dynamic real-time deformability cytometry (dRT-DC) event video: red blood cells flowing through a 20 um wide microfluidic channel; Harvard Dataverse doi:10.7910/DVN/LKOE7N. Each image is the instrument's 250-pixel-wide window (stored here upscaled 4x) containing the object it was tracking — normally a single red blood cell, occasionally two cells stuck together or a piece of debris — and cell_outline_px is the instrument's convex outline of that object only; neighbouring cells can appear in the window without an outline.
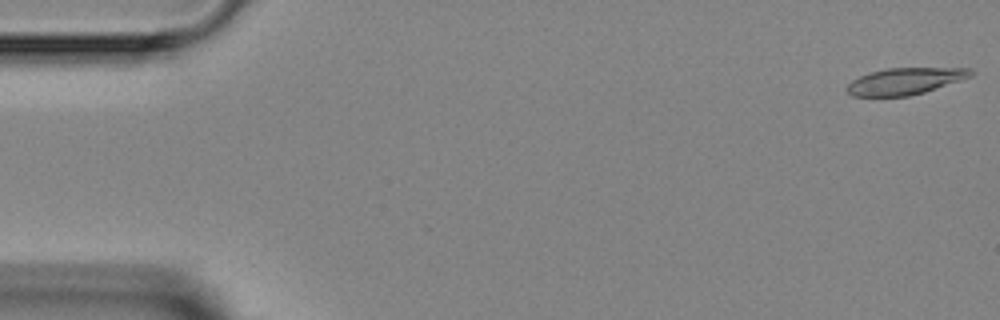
{"species": "Egyptian fruit bat (a non-hibernating species)", "species_latin": "Rousettus aegyptiacus", "temperature_condition": "room temperature", "stored_images_in_passage": 6, "camera_frame_rate_fps": 3000, "um_per_image_px": 0.085, "animal": {"sex": "female"}, "frame": {"image": 1, "passage_image": 1, "time_ms": 0.0, "image_size_px": [1000, 320], "cell_outline_px": [[976, 72], [972, 76], [924, 92], [908, 96], [852, 96], [844, 88], [852, 80], [860, 76], [884, 68], [972, 68]], "centroid_in_image_um": [76.93, 6.89], "position_along_channel_um": 8.1, "area_um2": 19.19}}
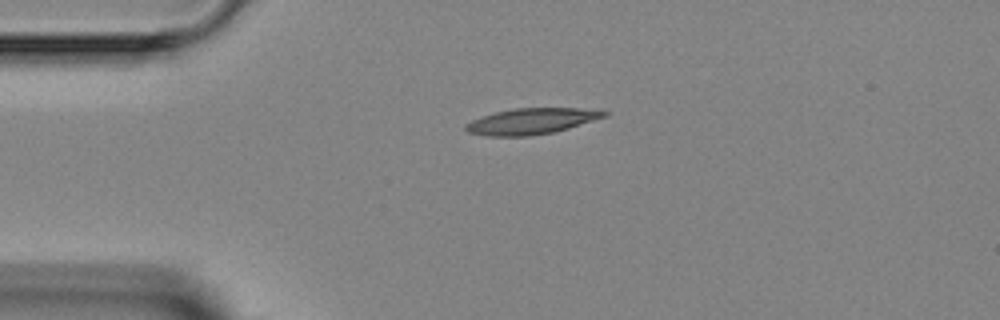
{"frame": {"image": 2, "passage_image": 4, "time_ms": 3.333, "image_size_px": [1000, 320], "cell_outline_px": [[608, 116], [568, 128], [552, 132], [528, 136], [484, 136], [468, 132], [464, 128], [464, 124], [472, 120], [496, 112], [512, 108], [604, 108], [608, 112]], "centroid_in_image_um": [45.23, 10.29], "position_along_channel_um": 39.8, "area_um2": 21.15}}